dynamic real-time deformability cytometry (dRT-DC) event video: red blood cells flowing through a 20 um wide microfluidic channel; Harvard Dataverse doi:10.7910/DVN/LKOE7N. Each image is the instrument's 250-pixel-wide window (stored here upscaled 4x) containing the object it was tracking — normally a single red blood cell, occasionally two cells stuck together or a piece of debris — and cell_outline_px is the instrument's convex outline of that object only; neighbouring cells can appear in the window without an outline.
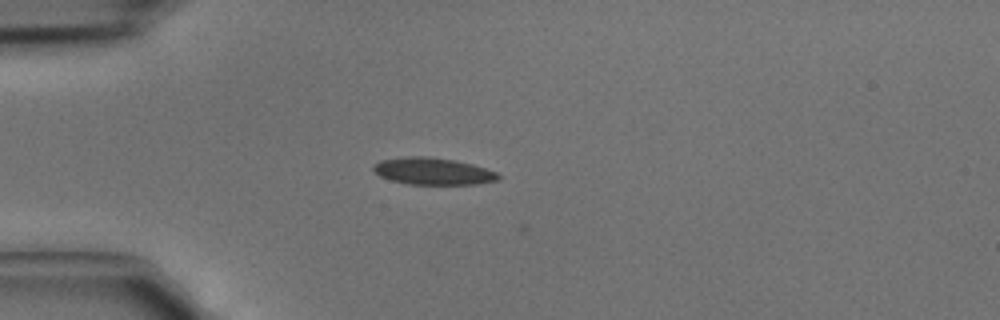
{"species": "common noctule bat (a hibernating species)", "species_latin": "Nyctalus noctula", "temperature_condition": "cold", "stored_images_in_passage": 3, "camera_frame_rate_fps": 3000, "um_per_image_px": 0.085, "animal": {"sex": "male", "body_mass_g": 15.6}, "frame": {"image": 1, "passage_image": 2, "time_ms": 0.333, "image_size_px": [1000, 320], "cell_outline_px": [[500, 176], [496, 180], [476, 184], [408, 184], [392, 180], [380, 176], [372, 168], [372, 164], [380, 160], [408, 156], [432, 156], [456, 160], [472, 164], [496, 172]], "centroid_in_image_um": [36.76, 14.54], "position_along_channel_um": 48.2, "area_um2": 19.59}}